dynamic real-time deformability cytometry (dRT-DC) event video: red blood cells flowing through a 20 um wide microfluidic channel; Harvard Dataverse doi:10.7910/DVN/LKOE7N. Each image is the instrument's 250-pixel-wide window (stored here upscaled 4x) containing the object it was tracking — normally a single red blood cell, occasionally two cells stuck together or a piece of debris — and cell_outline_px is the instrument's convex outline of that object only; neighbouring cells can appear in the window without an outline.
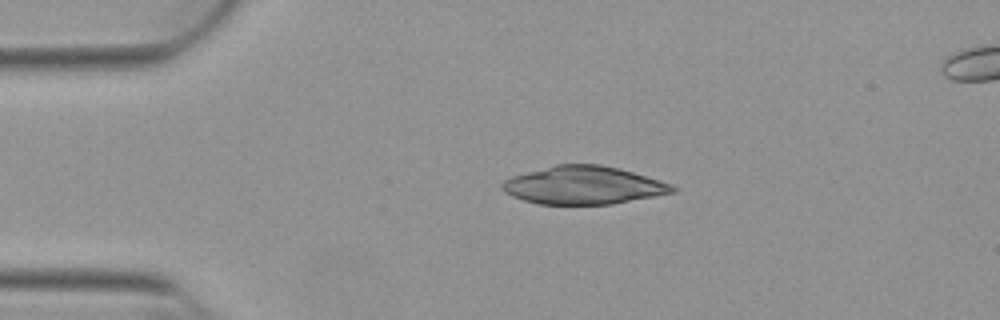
{"species": "Egyptian fruit bat (a non-hibernating species)", "species_latin": "Rousettus aegyptiacus", "temperature_condition": "warm", "stored_images_in_passage": 42, "camera_frame_rate_fps": 3000, "um_per_image_px": 0.085, "animal": {"sex": "female"}, "frame": {"image": 1, "passage_image": 1, "time_ms": 0.0, "image_size_px": [1000, 320], "cell_outline_px": [[676, 192], [612, 204], [536, 204], [512, 196], [504, 192], [500, 188], [500, 184], [504, 180], [512, 176], [556, 164], [600, 164], [620, 168], [672, 184], [676, 188]], "centroid_in_image_um": [49.58, 15.75], "position_along_channel_um": 35.4, "area_um2": 37.74}}